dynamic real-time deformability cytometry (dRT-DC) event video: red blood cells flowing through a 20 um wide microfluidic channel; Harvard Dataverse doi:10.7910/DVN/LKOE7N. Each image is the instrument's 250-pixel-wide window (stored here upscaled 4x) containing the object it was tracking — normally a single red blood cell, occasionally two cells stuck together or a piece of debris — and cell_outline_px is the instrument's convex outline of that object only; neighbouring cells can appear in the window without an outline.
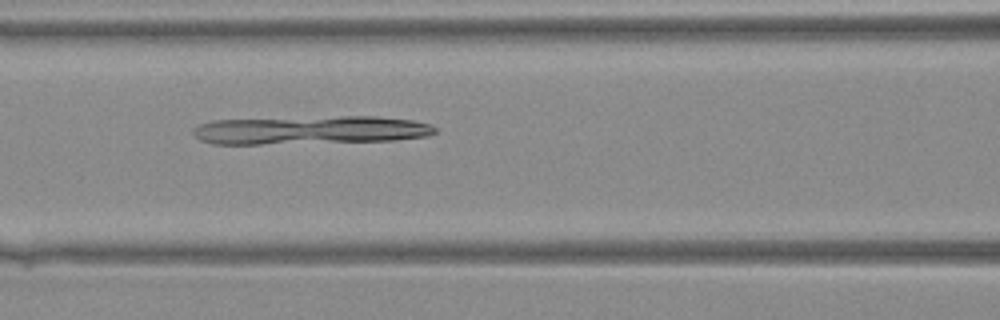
{"species": "Egyptian fruit bat (a non-hibernating species)", "species_latin": "Rousettus aegyptiacus", "temperature_condition": "warm", "stored_images_in_passage": 19, "camera_frame_rate_fps": 3000, "um_per_image_px": 0.085, "animal": {"sex": "female"}, "frame": {"image": 1, "passage_image": 19, "time_ms": 6.0, "image_size_px": [1000, 320], "cell_outline_px": [[436, 132], [428, 136], [392, 140], [260, 144], [212, 144], [200, 140], [192, 132], [192, 128], [200, 124], [212, 120], [340, 116], [376, 116], [412, 120], [432, 124], [436, 128]], "centroid_in_image_um": [26.37, 11.05], "position_along_channel_um": 140.2, "area_um2": 40.06}}